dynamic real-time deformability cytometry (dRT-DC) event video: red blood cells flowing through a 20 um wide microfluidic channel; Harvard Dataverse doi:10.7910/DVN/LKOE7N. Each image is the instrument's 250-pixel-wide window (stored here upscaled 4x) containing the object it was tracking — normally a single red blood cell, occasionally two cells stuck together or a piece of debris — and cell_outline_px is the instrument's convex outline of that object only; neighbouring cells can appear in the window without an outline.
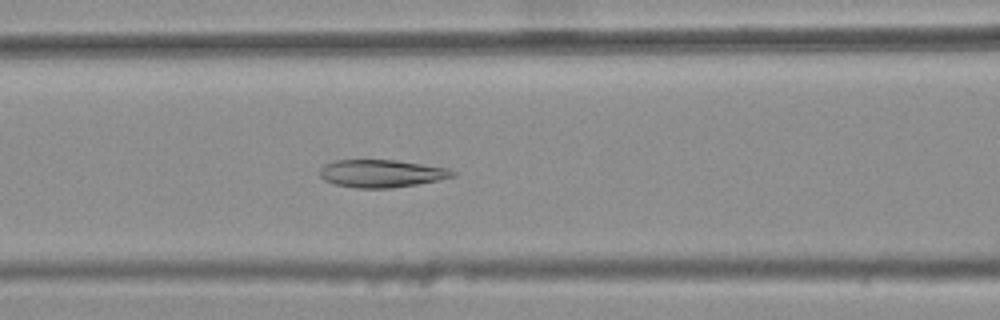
{"species": "common noctule bat (a hibernating species)", "species_latin": "Nyctalus noctula", "temperature_condition": "warm", "stored_images_in_passage": 46, "camera_frame_rate_fps": 3000, "um_per_image_px": 0.085, "animal": {"sex": "female", "body_mass_g": 25.1}, "frame": {"image": 1, "passage_image": 22, "time_ms": 7.0, "image_size_px": [1000, 320], "cell_outline_px": [[456, 176], [416, 184], [392, 188], [356, 188], [336, 184], [324, 180], [320, 176], [320, 168], [324, 164], [336, 160], [396, 160], [448, 168], [456, 172]], "centroid_in_image_um": [32.41, 14.74], "position_along_channel_um": 134.2, "area_um2": 21.33}}
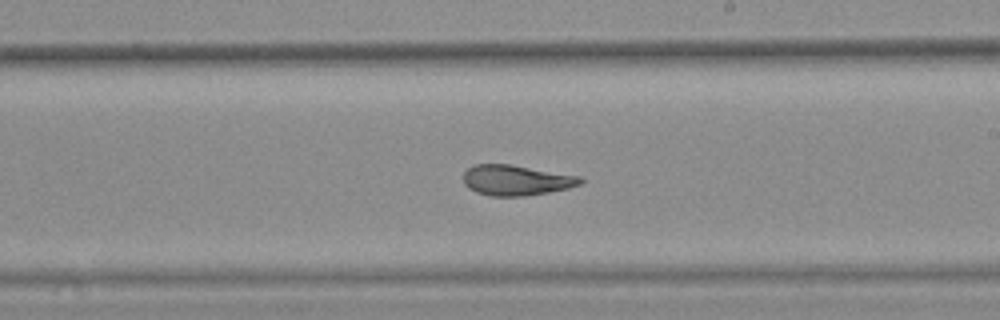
{"frame": {"image": 2, "passage_image": 31, "time_ms": 10.0, "image_size_px": [1000, 320], "cell_outline_px": [[584, 180], [580, 184], [568, 188], [548, 192], [524, 196], [492, 196], [476, 192], [468, 188], [464, 184], [464, 172], [472, 164], [508, 164], [580, 176]], "centroid_in_image_um": [43.85, 15.32], "position_along_channel_um": 245.2, "area_um2": 20.63}}
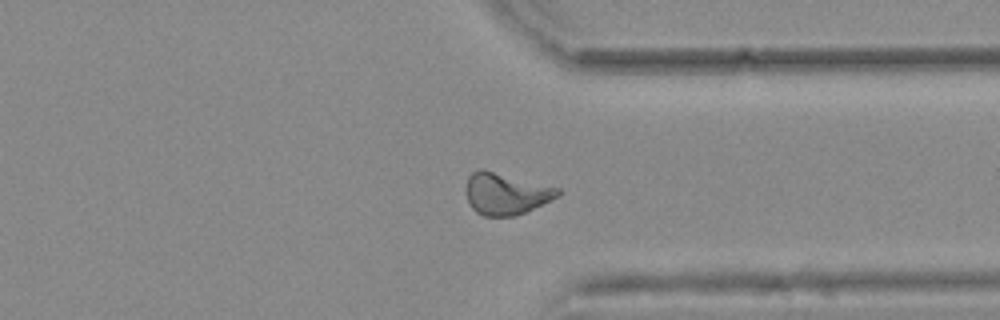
{"frame": {"image": 3, "passage_image": 41, "time_ms": 13.333, "image_size_px": [1000, 320], "cell_outline_px": [[560, 196], [524, 212], [512, 216], [484, 216], [476, 212], [472, 208], [468, 200], [468, 176], [472, 172], [480, 168], [484, 168], [560, 188]], "centroid_in_image_um": [43.02, 16.44], "position_along_channel_um": 368.4, "area_um2": 22.2}, "authors_computed_cell_mechanics": {"area_um2": 22.0218, "velocity_mm_per_s": 3.7116, "shape_relaxation_time_tau1_ms": null, "shape_relaxation_time_tau2_ms": 2.2315, "deformation_change_tau1": null, "deformation_change_tau2": 0.0852}}